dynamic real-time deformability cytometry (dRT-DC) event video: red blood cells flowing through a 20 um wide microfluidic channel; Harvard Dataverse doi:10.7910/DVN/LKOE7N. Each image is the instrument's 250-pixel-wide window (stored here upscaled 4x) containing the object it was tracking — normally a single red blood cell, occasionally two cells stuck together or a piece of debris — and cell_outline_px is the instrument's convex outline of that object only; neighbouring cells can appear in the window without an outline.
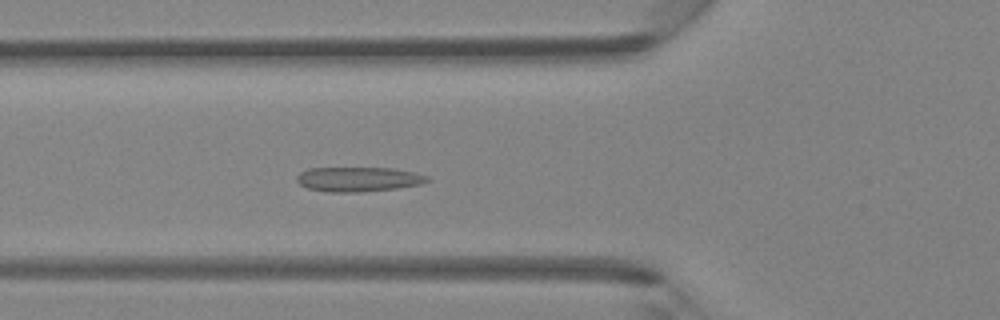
{"species": "Egyptian fruit bat (a non-hibernating species)", "species_latin": "Rousettus aegyptiacus", "temperature_condition": "room temperature", "stored_images_in_passage": 45, "camera_frame_rate_fps": 3000, "um_per_image_px": 0.085, "animal": {"sex": "female"}, "frame": {"image": 1, "passage_image": 16, "time_ms": 5.0, "image_size_px": [1000, 320], "cell_outline_px": [[432, 180], [424, 184], [396, 188], [360, 192], [324, 192], [308, 188], [300, 184], [296, 180], [296, 176], [300, 172], [308, 168], [392, 168], [416, 172], [428, 176]], "centroid_in_image_um": [30.49, 15.23], "position_along_channel_um": 95.3, "area_um2": 18.96}}
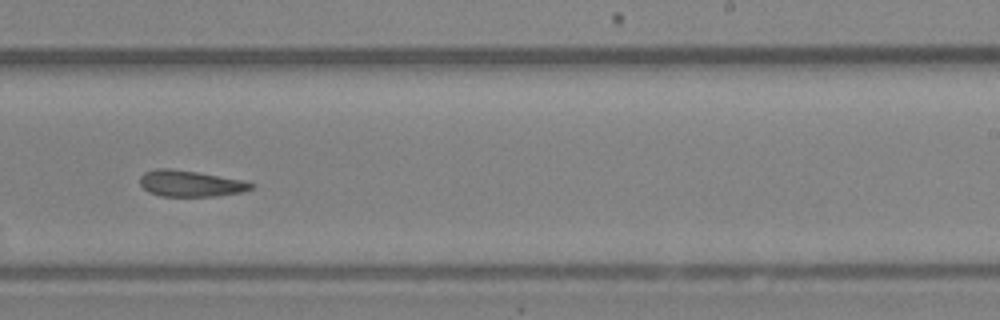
{"frame": {"image": 2, "passage_image": 28, "time_ms": 9.0, "image_size_px": [1000, 320], "cell_outline_px": [[256, 188], [244, 192], [216, 196], [160, 196], [148, 192], [140, 184], [140, 176], [144, 172], [156, 168], [168, 168], [196, 172], [244, 180], [256, 184]], "centroid_in_image_um": [16.23, 15.6], "position_along_channel_um": 272.8, "area_um2": 17.17}}
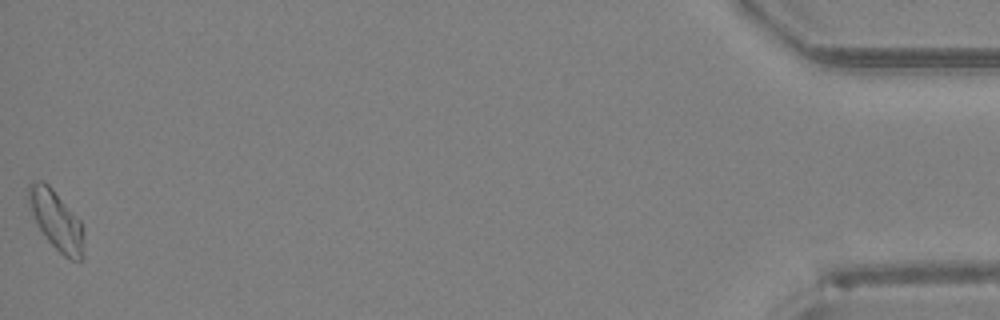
{"frame": {"image": 3, "passage_image": 45, "time_ms": 14.667, "image_size_px": [1000, 320], "cell_outline_px": [[84, 256], [80, 260], [68, 260], [48, 240], [36, 224], [28, 208], [28, 184], [36, 180], [44, 180], [52, 188], [80, 220], [84, 232]], "centroid_in_image_um": [4.78, 18.72], "position_along_channel_um": 430.4, "area_um2": 19.36}}